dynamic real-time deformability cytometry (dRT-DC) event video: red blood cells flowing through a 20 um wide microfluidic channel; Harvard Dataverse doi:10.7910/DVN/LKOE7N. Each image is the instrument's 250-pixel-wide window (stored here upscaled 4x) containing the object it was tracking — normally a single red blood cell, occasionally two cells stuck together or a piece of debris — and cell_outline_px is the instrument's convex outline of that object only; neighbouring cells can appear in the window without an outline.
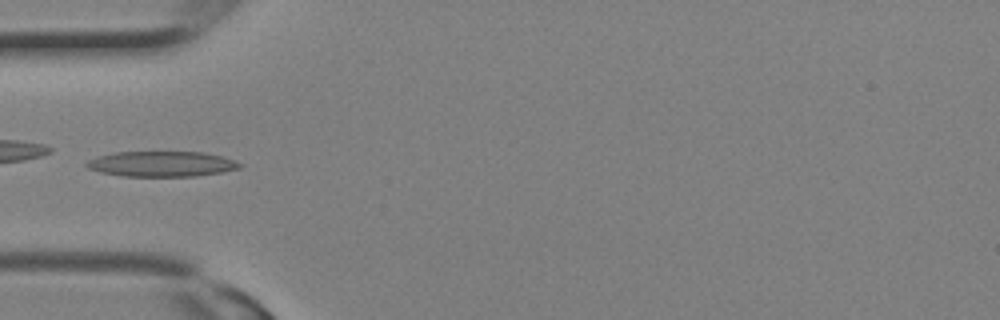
{"species": "Egyptian fruit bat (a non-hibernating species)", "species_latin": "Rousettus aegyptiacus", "temperature_condition": "room temperature", "stored_images_in_passage": 9, "camera_frame_rate_fps": 3000, "um_per_image_px": 0.085, "animal": {"sex": "female"}, "frame": {"image": 1, "passage_image": 8, "time_ms": 2.333, "image_size_px": [1000, 320], "cell_outline_px": [[244, 164], [240, 168], [220, 172], [196, 176], [120, 176], [100, 172], [88, 168], [84, 164], [88, 160], [96, 156], [116, 152], [204, 152], [220, 156]], "centroid_in_image_um": [13.7, 13.93], "position_along_channel_um": 71.3, "area_um2": 22.6}}